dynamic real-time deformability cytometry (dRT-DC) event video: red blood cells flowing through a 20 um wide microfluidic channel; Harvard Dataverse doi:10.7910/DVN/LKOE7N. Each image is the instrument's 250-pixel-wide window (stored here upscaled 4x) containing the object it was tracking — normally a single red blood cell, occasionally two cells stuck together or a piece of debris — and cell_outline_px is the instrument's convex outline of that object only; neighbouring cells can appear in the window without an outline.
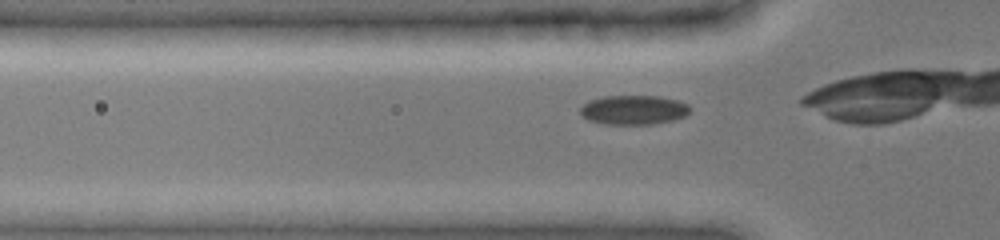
{"species": "common noctule bat (a hibernating species)", "species_latin": "Nyctalus noctula", "temperature_condition": "cold", "stored_images_in_passage": 31, "camera_frame_rate_fps": 3000, "um_per_image_px": 0.085, "animal": {"sex": "female", "body_mass_g": 19.0, "forearm_length_mm": 51.5}, "frame": {"image": 1, "passage_image": 19, "time_ms": 3.0, "image_size_px": [1000, 240], "cell_outline_px": [[692, 108], [684, 116], [672, 120], [652, 124], [604, 124], [588, 120], [580, 116], [580, 108], [588, 100], [604, 96], [660, 96], [676, 100], [688, 104]], "centroid_in_image_um": [53.82, 9.34], "position_along_channel_um": 72.0, "area_um2": 18.84}}